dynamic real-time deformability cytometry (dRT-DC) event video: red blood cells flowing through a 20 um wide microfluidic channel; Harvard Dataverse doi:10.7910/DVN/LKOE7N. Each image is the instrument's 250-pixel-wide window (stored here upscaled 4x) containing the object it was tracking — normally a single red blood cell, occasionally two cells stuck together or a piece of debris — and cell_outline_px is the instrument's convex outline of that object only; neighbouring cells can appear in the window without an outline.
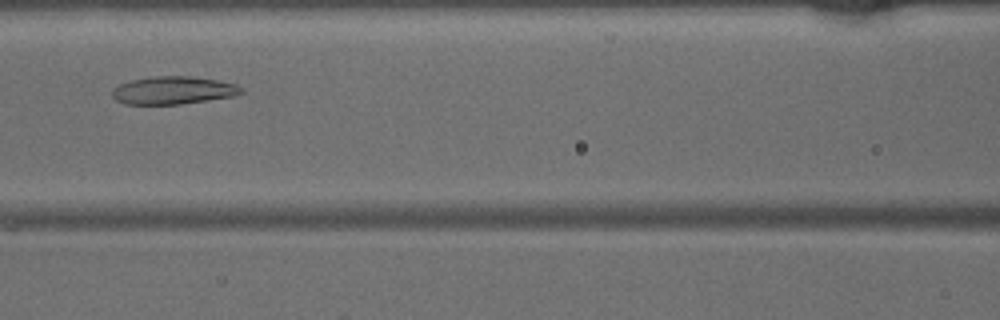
{"species": "common noctule bat (a hibernating species)", "species_latin": "Nyctalus noctula", "temperature_condition": "warm", "stored_images_in_passage": 39, "camera_frame_rate_fps": 3000, "um_per_image_px": 0.085, "animal": {"sex": "male", "body_mass_g": 15.6}, "frame": {"image": 1, "passage_image": 13, "time_ms": 4.0, "image_size_px": [1000, 320], "cell_outline_px": [[244, 92], [236, 96], [180, 104], [124, 104], [116, 100], [112, 96], [112, 88], [120, 84], [132, 80], [156, 76], [188, 76], [216, 80], [236, 84], [244, 88]], "centroid_in_image_um": [14.74, 7.68], "position_along_channel_um": 151.9, "area_um2": 20.92}}
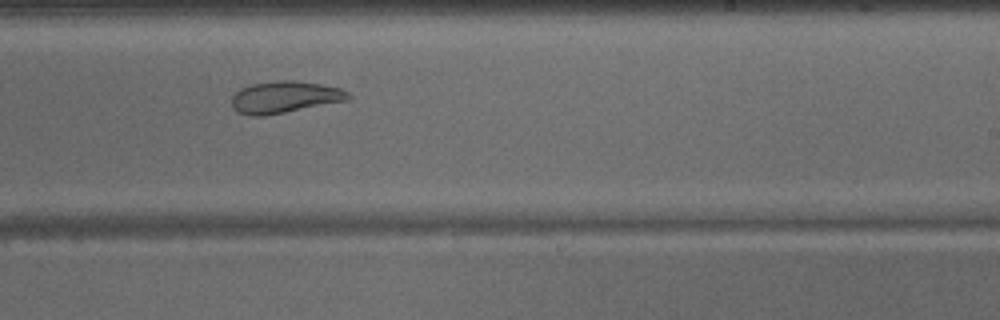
{"frame": {"image": 2, "passage_image": 21, "time_ms": 6.667, "image_size_px": [1000, 320], "cell_outline_px": [[352, 100], [264, 116], [248, 116], [236, 112], [232, 108], [232, 96], [240, 88], [252, 84], [276, 80], [292, 80], [320, 84], [340, 88], [348, 92], [352, 96]], "centroid_in_image_um": [24.21, 8.27], "position_along_channel_um": 264.8, "area_um2": 21.96}}
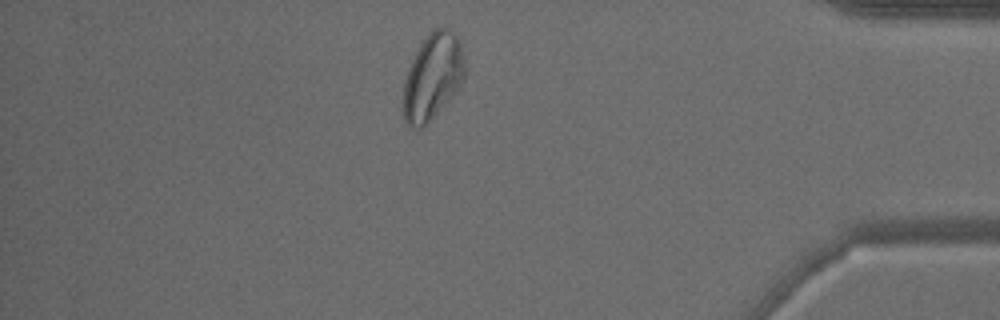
{"frame": {"image": 3, "passage_image": 33, "time_ms": 10.667, "image_size_px": [1000, 320], "cell_outline_px": [[464, 80], [448, 100], [420, 128], [416, 128], [408, 124], [404, 120], [400, 108], [404, 80], [408, 68], [420, 44], [428, 32], [436, 28], [448, 28], [456, 32], [460, 44], [464, 68]], "centroid_in_image_um": [36.72, 6.49], "position_along_channel_um": 398.5, "area_um2": 30.75}}